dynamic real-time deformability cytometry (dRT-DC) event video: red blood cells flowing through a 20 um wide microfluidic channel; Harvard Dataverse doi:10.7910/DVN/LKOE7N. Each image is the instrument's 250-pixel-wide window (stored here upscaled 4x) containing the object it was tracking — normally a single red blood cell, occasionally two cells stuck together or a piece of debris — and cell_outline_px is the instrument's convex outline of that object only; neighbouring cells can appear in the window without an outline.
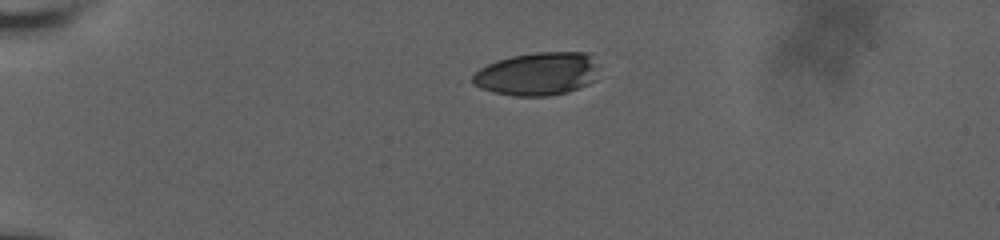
{"species": "human", "species_latin": "Homo sapiens", "temperature_condition": "room temperature", "stored_images_in_passage": 7, "camera_frame_rate_fps": 3000, "um_per_image_px": 0.085, "donor": {"sex": "male"}, "frame": {"image": 1, "passage_image": 1, "time_ms": 0.0, "image_size_px": [1000, 240], "cell_outline_px": [[600, 68], [596, 80], [580, 88], [568, 92], [548, 96], [512, 96], [492, 92], [480, 88], [472, 84], [472, 76], [480, 68], [496, 60], [512, 56], [536, 52], [588, 52], [600, 64]], "centroid_in_image_um": [45.73, 6.28], "position_along_channel_um": 39.3, "area_um2": 32.37}}
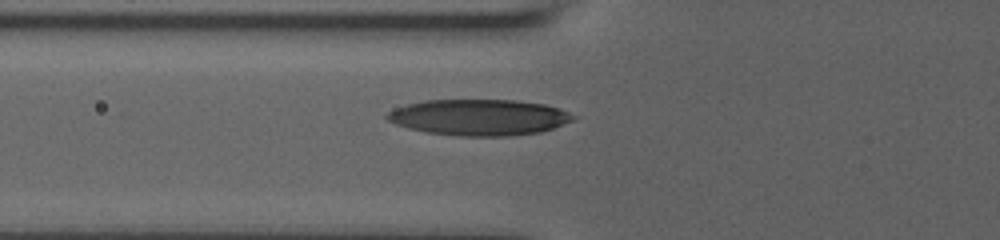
{"frame": {"image": 2, "passage_image": 6, "time_ms": 3.0, "image_size_px": [1000, 240], "cell_outline_px": [[580, 116], [572, 120], [552, 128], [540, 132], [508, 136], [460, 136], [428, 132], [408, 128], [396, 124], [388, 120], [384, 116], [388, 112], [396, 108], [408, 104], [424, 100], [516, 100], [544, 104], [560, 108]], "centroid_in_image_um": [40.75, 9.97], "position_along_channel_um": 85.0, "area_um2": 39.13}}